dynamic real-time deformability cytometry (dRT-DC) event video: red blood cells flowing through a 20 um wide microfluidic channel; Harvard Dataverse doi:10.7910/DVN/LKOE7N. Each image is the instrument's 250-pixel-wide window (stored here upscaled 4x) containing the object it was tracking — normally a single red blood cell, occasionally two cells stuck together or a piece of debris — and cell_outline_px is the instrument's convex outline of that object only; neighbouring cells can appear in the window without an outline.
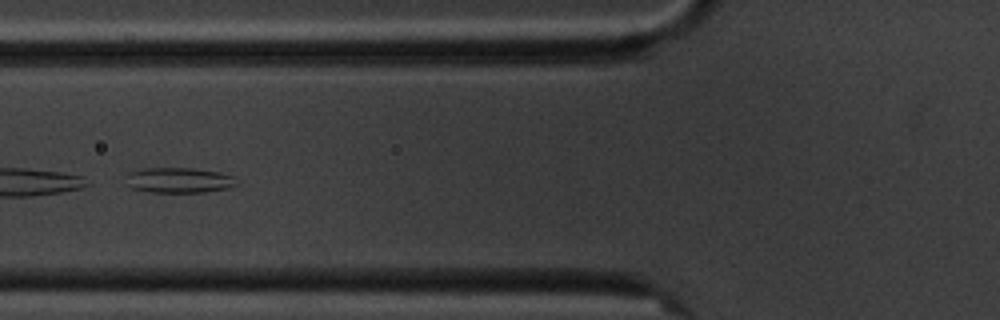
{"species": "common noctule bat (a hibernating species)", "species_latin": "Nyctalus noctula", "temperature_condition": "cold", "stored_images_in_passage": 8, "camera_frame_rate_fps": 3000, "um_per_image_px": 0.085, "animal": {"sex": "male", "body_mass_g": 20.1, "forearm_length_mm": 53.5}, "frame": {"image": 1, "passage_image": 2, "time_ms": 1.333, "image_size_px": [1000, 320], "cell_outline_px": [[240, 184], [228, 188], [204, 192], [148, 192], [132, 188], [124, 184], [124, 176], [128, 172], [144, 168], [192, 168], [220, 172], [236, 176]], "centroid_in_image_um": [15.2, 15.31], "position_along_channel_um": 110.6, "area_um2": 16.82}}
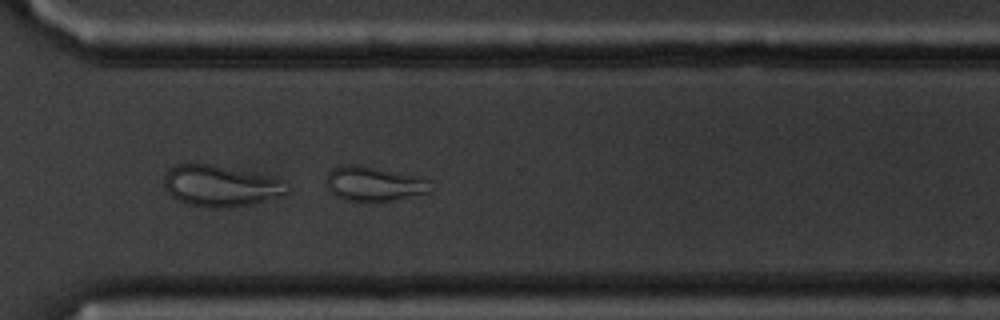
{"frame": {"image": 2, "passage_image": 8, "time_ms": 8.0, "image_size_px": [1000, 320], "cell_outline_px": [[432, 192], [392, 200], [368, 204], [344, 200], [336, 196], [328, 188], [328, 172], [332, 168], [340, 164], [356, 164], [420, 176], [428, 180], [432, 188]], "centroid_in_image_um": [31.79, 15.64], "position_along_channel_um": 338.8, "area_um2": 21.56}}